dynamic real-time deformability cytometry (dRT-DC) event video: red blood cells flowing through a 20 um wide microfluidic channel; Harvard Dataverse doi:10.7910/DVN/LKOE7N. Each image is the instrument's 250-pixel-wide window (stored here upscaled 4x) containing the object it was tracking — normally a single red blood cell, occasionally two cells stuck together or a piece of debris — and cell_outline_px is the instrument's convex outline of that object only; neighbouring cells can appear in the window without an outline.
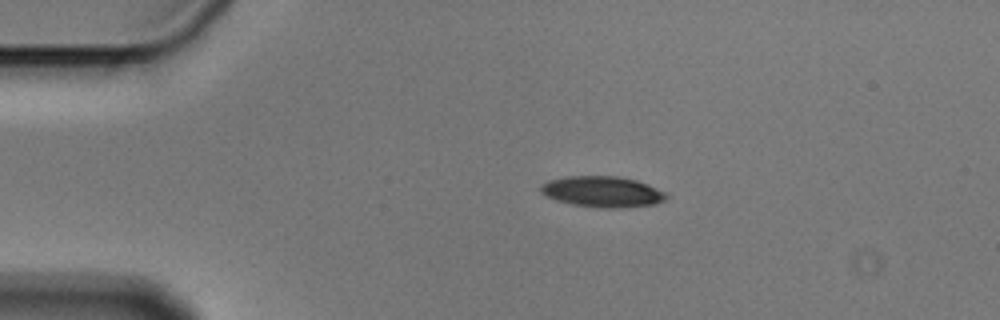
{"species": "Egyptian fruit bat (a non-hibernating species)", "species_latin": "Rousettus aegyptiacus", "temperature_condition": "cold", "stored_images_in_passage": 3, "camera_frame_rate_fps": 3000, "um_per_image_px": 0.085, "animal": {"sex": "male"}, "frame": {"image": 1, "passage_image": 1, "time_ms": 0.0, "image_size_px": [1000, 320], "cell_outline_px": [[668, 196], [664, 200], [656, 204], [620, 208], [604, 208], [572, 204], [556, 200], [540, 192], [540, 188], [548, 180], [568, 176], [616, 176], [636, 180], [648, 184], [664, 192]], "centroid_in_image_um": [51.22, 16.29], "position_along_channel_um": 33.8, "area_um2": 22.43}}
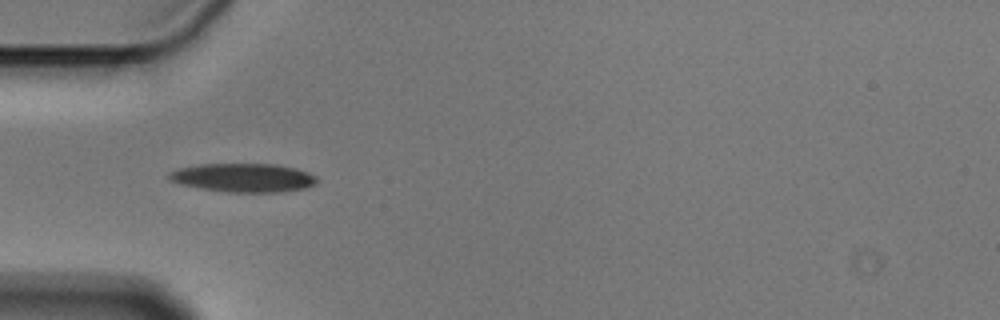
{"frame": {"image": 2, "passage_image": 2, "time_ms": 0.333, "image_size_px": [1000, 320], "cell_outline_px": [[316, 184], [304, 188], [276, 192], [228, 192], [200, 188], [180, 184], [168, 180], [168, 172], [176, 168], [200, 164], [276, 164], [296, 168], [308, 172], [316, 176]], "centroid_in_image_um": [20.64, 15.09], "position_along_channel_um": 64.4, "area_um2": 24.8}}
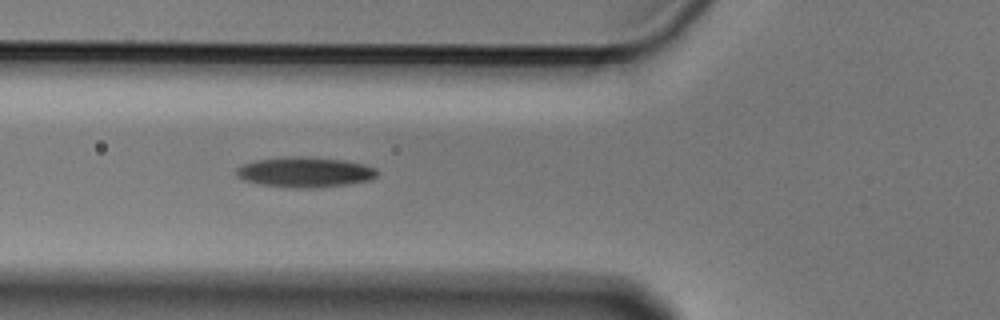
{"frame": {"image": 3, "passage_image": 3, "time_ms": 0.667, "image_size_px": [1000, 320], "cell_outline_px": [[380, 172], [372, 180], [348, 184], [320, 188], [292, 188], [260, 184], [244, 180], [236, 176], [236, 168], [244, 164], [256, 160], [280, 156], [300, 156], [344, 160], [364, 164], [376, 168]], "centroid_in_image_um": [25.94, 14.63], "position_along_channel_um": 99.9, "area_um2": 25.2}}